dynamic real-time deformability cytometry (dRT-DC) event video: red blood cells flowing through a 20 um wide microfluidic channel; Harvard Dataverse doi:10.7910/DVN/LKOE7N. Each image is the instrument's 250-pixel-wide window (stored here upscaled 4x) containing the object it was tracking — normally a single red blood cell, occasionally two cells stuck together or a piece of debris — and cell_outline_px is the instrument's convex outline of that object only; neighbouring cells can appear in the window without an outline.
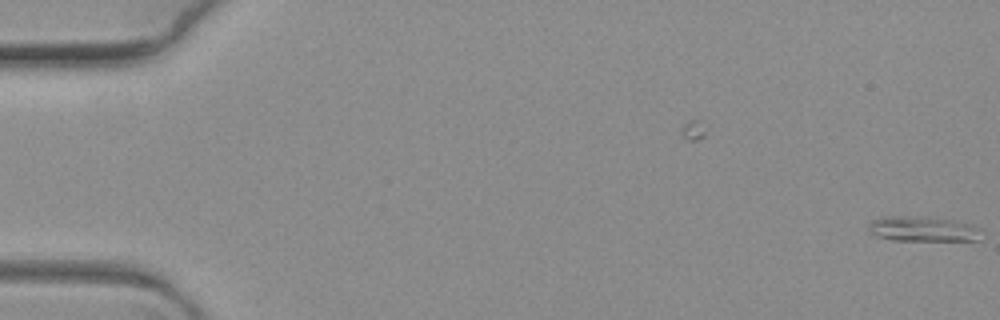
{"species": "common noctule bat (a hibernating species)", "species_latin": "Nyctalus noctula", "temperature_condition": "warm", "stored_images_in_passage": 2, "camera_frame_rate_fps": 3000, "um_per_image_px": 0.085, "animal": {"sex": "female", "body_mass_g": 19.3, "forearm_length_mm": 54.1}, "frame": {"image": 1, "passage_image": 2, "time_ms": 0.333, "image_size_px": [1000, 320], "cell_outline_px": [[984, 232], [980, 240], [892, 240], [876, 236], [868, 232], [868, 224], [872, 220], [880, 216], [924, 216], [956, 220], [972, 224], [980, 228]], "centroid_in_image_um": [78.46, 19.45], "position_along_channel_um": 6.5, "area_um2": 16.99}}